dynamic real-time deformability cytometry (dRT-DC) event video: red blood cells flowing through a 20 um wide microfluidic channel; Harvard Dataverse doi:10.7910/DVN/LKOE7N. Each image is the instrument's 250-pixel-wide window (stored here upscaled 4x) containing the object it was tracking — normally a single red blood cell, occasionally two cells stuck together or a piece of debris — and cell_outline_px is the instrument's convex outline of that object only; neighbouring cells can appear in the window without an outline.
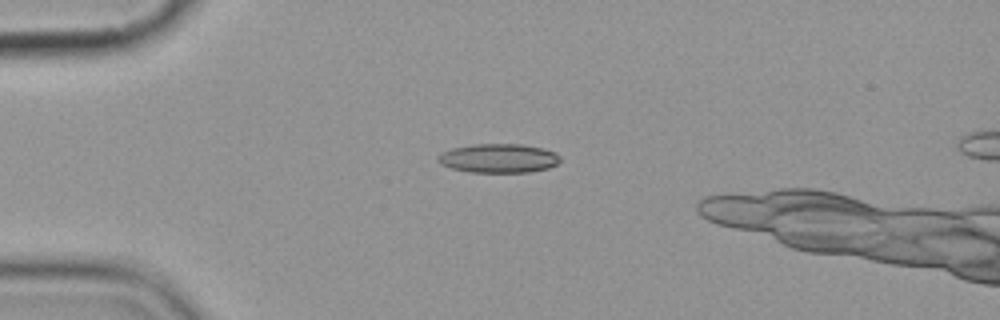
{"species": "common noctule bat (a hibernating species)", "species_latin": "Nyctalus noctula", "temperature_condition": "cold", "stored_images_in_passage": 6, "segment_of_instrument_passage": [1, 2], "camera_frame_rate_fps": 3000, "um_per_image_px": 0.085, "animal": {"sex": "female", "body_mass_g": 19.9}, "frame": {"image": 1, "passage_image": 3, "time_ms": 2.333, "image_size_px": [1000, 320], "cell_outline_px": [[560, 160], [556, 164], [548, 168], [528, 172], [468, 172], [452, 168], [440, 164], [440, 152], [452, 148], [472, 144], [520, 144], [544, 148], [556, 152], [560, 156]], "centroid_in_image_um": [42.4, 13.44], "position_along_channel_um": 42.6, "area_um2": 20.63}}
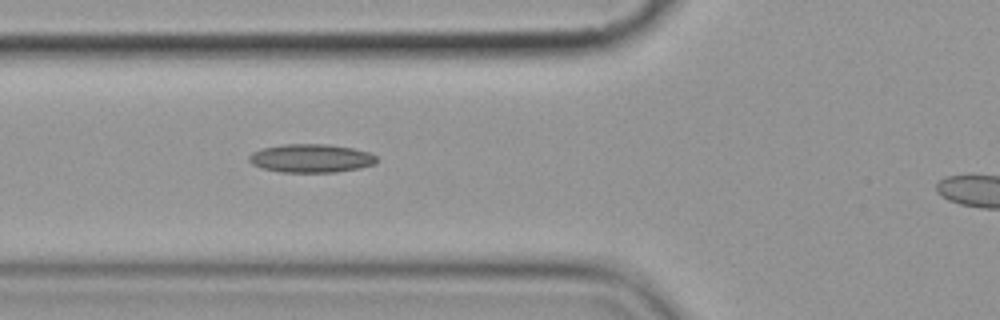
{"frame": {"image": 2, "passage_image": 5, "time_ms": 4.667, "image_size_px": [1000, 320], "cell_outline_px": [[376, 164], [360, 168], [336, 172], [280, 172], [260, 168], [252, 164], [248, 160], [248, 156], [252, 152], [264, 148], [284, 144], [328, 144], [352, 148], [368, 152], [376, 156]], "centroid_in_image_um": [26.42, 13.46], "position_along_channel_um": 99.4, "area_um2": 21.21}}